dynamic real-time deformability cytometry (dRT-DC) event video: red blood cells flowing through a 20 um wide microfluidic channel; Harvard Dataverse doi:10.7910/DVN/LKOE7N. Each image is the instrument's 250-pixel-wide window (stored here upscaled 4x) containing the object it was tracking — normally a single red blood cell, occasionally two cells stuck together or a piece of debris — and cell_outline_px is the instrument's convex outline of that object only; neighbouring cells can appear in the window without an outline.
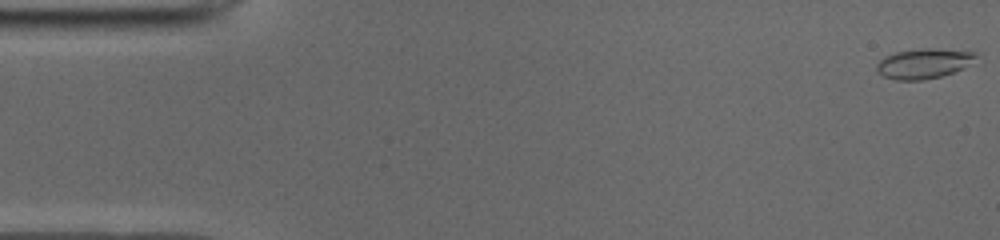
{"species": "common noctule bat (a hibernating species)", "species_latin": "Nyctalus noctula", "temperature_condition": "cold", "stored_images_in_passage": 51, "camera_frame_rate_fps": 3000, "um_per_image_px": 0.085, "animal": {"sex": "male", "body_mass_g": 19.0, "forearm_length_mm": 50.8}, "frame": {"image": 1, "passage_image": 1, "time_ms": 0.0, "image_size_px": [1000, 240], "cell_outline_px": [[976, 56], [960, 68], [952, 72], [940, 76], [924, 80], [896, 80], [884, 76], [876, 72], [876, 64], [884, 56], [896, 52], [920, 48], [928, 48], [976, 52]], "centroid_in_image_um": [78.4, 5.4], "position_along_channel_um": 6.6, "area_um2": 16.94}}
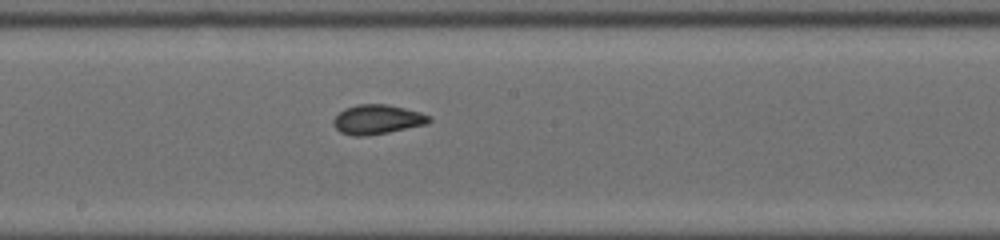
{"frame": {"image": 2, "passage_image": 27, "time_ms": 8.667, "image_size_px": [1000, 240], "cell_outline_px": [[432, 120], [428, 124], [388, 132], [364, 136], [356, 136], [340, 132], [332, 124], [332, 120], [344, 108], [356, 104], [388, 104], [420, 112], [432, 116]], "centroid_in_image_um": [32.08, 10.14], "position_along_channel_um": 216.1, "area_um2": 16.53}}
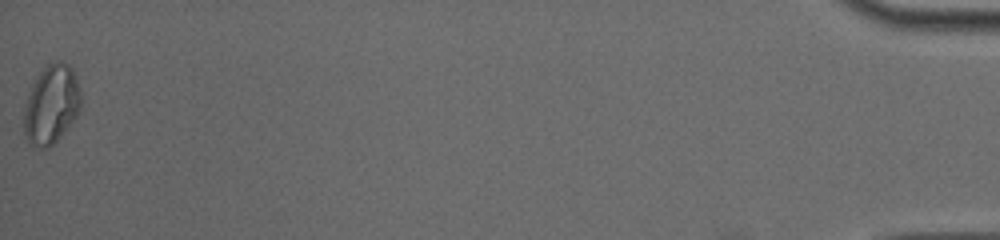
{"frame": {"image": 3, "passage_image": 51, "time_ms": 16.667, "image_size_px": [1000, 240], "cell_outline_px": [[80, 108], [72, 120], [60, 136], [48, 148], [40, 148], [28, 144], [24, 132], [24, 108], [28, 96], [40, 72], [48, 64], [60, 60], [68, 64], [72, 68], [80, 92]], "centroid_in_image_um": [4.35, 8.9], "position_along_channel_um": 430.9, "area_um2": 25.55}, "authors_computed_cell_mechanics": {"area_um2": 16.7042, "velocity_mm_per_s": 3.9513, "shape_relaxation_time_tau1_ms": null, "shape_relaxation_time_tau2_ms": 1.3654, "deformation_change_tau1": null, "deformation_change_tau2": 0.0568}}